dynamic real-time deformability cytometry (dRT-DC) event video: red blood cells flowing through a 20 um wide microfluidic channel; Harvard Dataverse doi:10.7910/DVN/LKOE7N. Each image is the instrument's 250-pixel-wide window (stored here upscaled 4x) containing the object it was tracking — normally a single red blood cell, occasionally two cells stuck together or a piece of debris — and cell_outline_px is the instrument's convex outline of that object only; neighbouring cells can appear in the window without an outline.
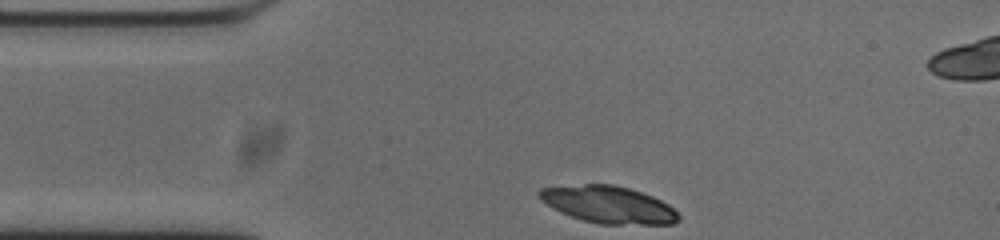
{"species": "common noctule bat (a hibernating species)", "species_latin": "Nyctalus noctula", "temperature_condition": "cold", "stored_images_in_passage": 33, "camera_frame_rate_fps": 3000, "um_per_image_px": 0.085, "animal": {"sex": "male", "body_mass_g": 20.0, "forearm_length_mm": 53.3}, "frame": {"image": 1, "passage_image": 1, "time_ms": 0.0, "image_size_px": [1000, 240], "cell_outline_px": [[680, 220], [672, 224], [600, 224], [584, 220], [560, 212], [540, 200], [536, 192], [540, 188], [584, 184], [612, 184], [628, 188], [652, 196], [668, 204], [680, 216]], "centroid_in_image_um": [51.7, 17.39], "position_along_channel_um": 33.3, "area_um2": 29.94}}
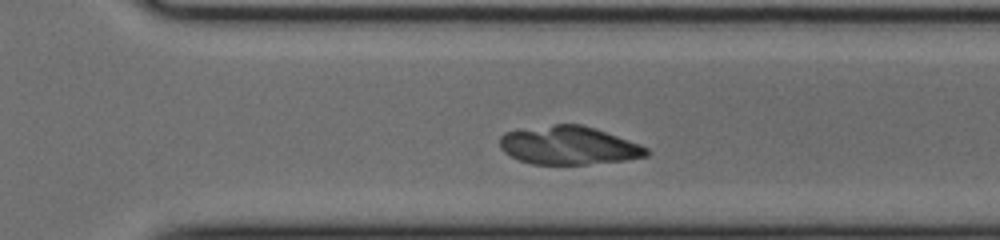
{"frame": {"image": 2, "passage_image": 27, "time_ms": 8.667, "image_size_px": [1000, 240], "cell_outline_px": [[652, 152], [648, 156], [624, 160], [584, 164], [532, 164], [520, 160], [504, 152], [500, 148], [500, 136], [504, 132], [556, 124], [580, 124], [640, 144], [648, 148]], "centroid_in_image_um": [48.34, 12.37], "position_along_channel_um": 322.3, "area_um2": 32.37}}